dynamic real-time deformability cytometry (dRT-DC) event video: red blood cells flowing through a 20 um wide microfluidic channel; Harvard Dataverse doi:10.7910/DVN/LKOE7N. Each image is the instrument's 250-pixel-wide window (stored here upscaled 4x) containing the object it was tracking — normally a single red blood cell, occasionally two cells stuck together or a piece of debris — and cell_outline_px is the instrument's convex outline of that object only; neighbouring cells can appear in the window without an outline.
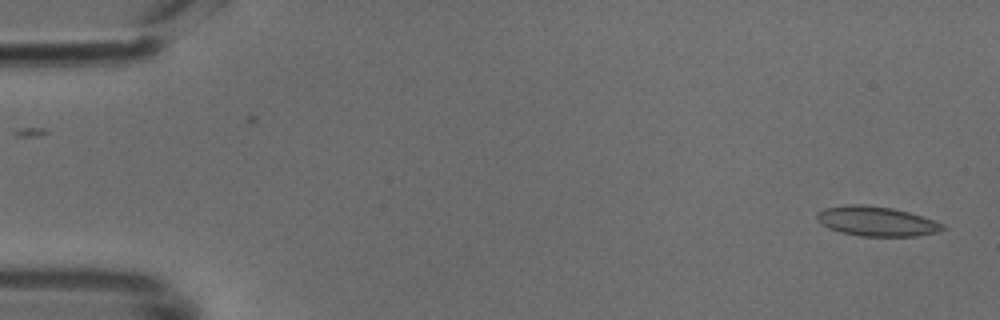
{"species": "common noctule bat (a hibernating species)", "species_latin": "Nyctalus noctula", "temperature_condition": "cold", "stored_images_in_passage": 48, "camera_frame_rate_fps": 3000, "um_per_image_px": 0.085, "animal": {"sex": "male", "body_mass_g": 18.8}, "frame": {"image": 1, "passage_image": 1, "time_ms": 0.0, "image_size_px": [1000, 320], "cell_outline_px": [[944, 228], [936, 232], [916, 236], [860, 236], [840, 232], [828, 228], [820, 224], [816, 220], [816, 212], [824, 208], [848, 204], [864, 204], [892, 208], [908, 212], [944, 224]], "centroid_in_image_um": [74.41, 18.8], "position_along_channel_um": 10.6, "area_um2": 21.73}}
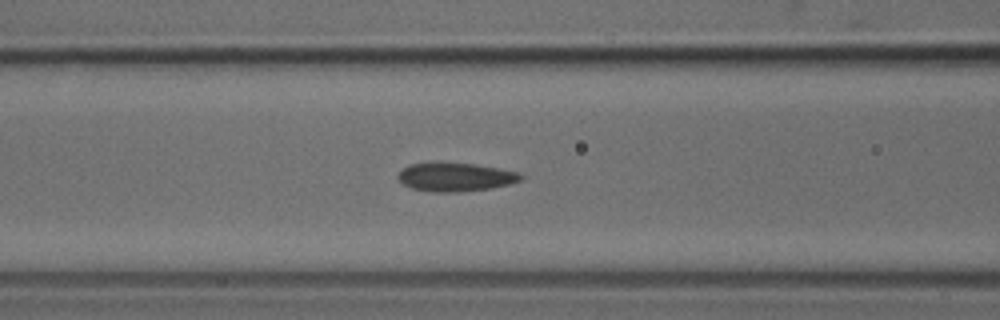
{"frame": {"image": 2, "passage_image": 19, "time_ms": 6.0, "image_size_px": [1000, 320], "cell_outline_px": [[524, 180], [492, 188], [456, 192], [432, 192], [412, 188], [404, 184], [396, 176], [408, 164], [436, 160], [440, 160], [476, 164], [500, 168], [520, 172], [524, 176]], "centroid_in_image_um": [38.72, 15.0], "position_along_channel_um": 127.9, "area_um2": 21.21}}
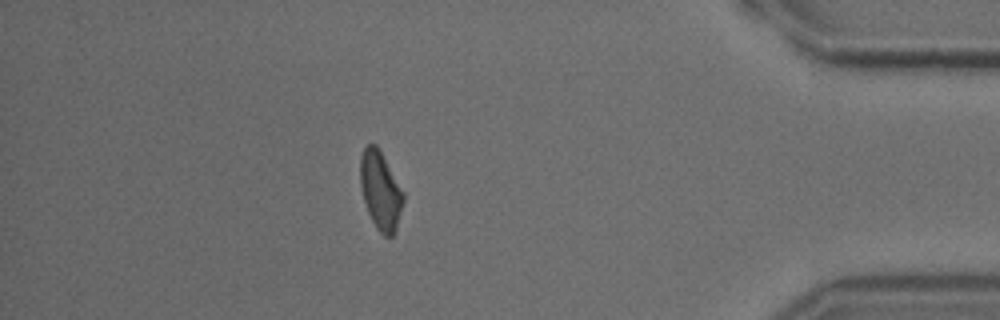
{"frame": {"image": 3, "passage_image": 42, "time_ms": 13.667, "image_size_px": [1000, 320], "cell_outline_px": [[404, 200], [396, 232], [392, 236], [384, 236], [376, 228], [368, 212], [364, 200], [360, 184], [360, 156], [364, 148], [368, 144], [376, 144], [404, 192]], "centroid_in_image_um": [32.35, 16.21], "position_along_channel_um": 402.9, "area_um2": 19.59}}